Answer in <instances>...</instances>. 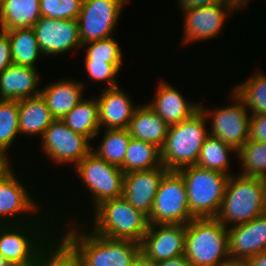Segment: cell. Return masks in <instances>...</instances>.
<instances>
[{"label": "cell", "mask_w": 266, "mask_h": 266, "mask_svg": "<svg viewBox=\"0 0 266 266\" xmlns=\"http://www.w3.org/2000/svg\"><path fill=\"white\" fill-rule=\"evenodd\" d=\"M266 213V179L229 176L216 218L223 226L247 223Z\"/></svg>", "instance_id": "6da1fadb"}, {"label": "cell", "mask_w": 266, "mask_h": 266, "mask_svg": "<svg viewBox=\"0 0 266 266\" xmlns=\"http://www.w3.org/2000/svg\"><path fill=\"white\" fill-rule=\"evenodd\" d=\"M75 227L68 228L62 237L81 256L84 266H131L141 254L140 243L80 232Z\"/></svg>", "instance_id": "7a4b0ae2"}, {"label": "cell", "mask_w": 266, "mask_h": 266, "mask_svg": "<svg viewBox=\"0 0 266 266\" xmlns=\"http://www.w3.org/2000/svg\"><path fill=\"white\" fill-rule=\"evenodd\" d=\"M184 256L193 266H233L227 228L216 217L192 219L186 225Z\"/></svg>", "instance_id": "3957f363"}, {"label": "cell", "mask_w": 266, "mask_h": 266, "mask_svg": "<svg viewBox=\"0 0 266 266\" xmlns=\"http://www.w3.org/2000/svg\"><path fill=\"white\" fill-rule=\"evenodd\" d=\"M206 119L199 110L189 119L169 125L166 141L161 149L162 165L168 171L196 165L201 147L209 136Z\"/></svg>", "instance_id": "277c9868"}, {"label": "cell", "mask_w": 266, "mask_h": 266, "mask_svg": "<svg viewBox=\"0 0 266 266\" xmlns=\"http://www.w3.org/2000/svg\"><path fill=\"white\" fill-rule=\"evenodd\" d=\"M92 231L106 238L141 243L148 230V217L123 197L108 199L94 208Z\"/></svg>", "instance_id": "5b68a950"}, {"label": "cell", "mask_w": 266, "mask_h": 266, "mask_svg": "<svg viewBox=\"0 0 266 266\" xmlns=\"http://www.w3.org/2000/svg\"><path fill=\"white\" fill-rule=\"evenodd\" d=\"M185 182L189 209L194 218L216 217L229 175L191 165L177 171Z\"/></svg>", "instance_id": "8992f818"}, {"label": "cell", "mask_w": 266, "mask_h": 266, "mask_svg": "<svg viewBox=\"0 0 266 266\" xmlns=\"http://www.w3.org/2000/svg\"><path fill=\"white\" fill-rule=\"evenodd\" d=\"M30 223L32 222H29V224L27 222L23 224L0 225V254L12 266L37 264L42 248L50 240L47 239L49 238L46 235L47 233L44 232L45 235L42 234L43 232L39 230L42 226L37 227L38 225L35 220L32 223L33 225Z\"/></svg>", "instance_id": "52a82bcc"}, {"label": "cell", "mask_w": 266, "mask_h": 266, "mask_svg": "<svg viewBox=\"0 0 266 266\" xmlns=\"http://www.w3.org/2000/svg\"><path fill=\"white\" fill-rule=\"evenodd\" d=\"M192 219L183 177L177 171H168L154 198L149 224L187 225Z\"/></svg>", "instance_id": "ba28073f"}, {"label": "cell", "mask_w": 266, "mask_h": 266, "mask_svg": "<svg viewBox=\"0 0 266 266\" xmlns=\"http://www.w3.org/2000/svg\"><path fill=\"white\" fill-rule=\"evenodd\" d=\"M75 168V173L91 193L93 208L105 200L123 196L125 173L120 167L108 163L91 151Z\"/></svg>", "instance_id": "9c48e42d"}, {"label": "cell", "mask_w": 266, "mask_h": 266, "mask_svg": "<svg viewBox=\"0 0 266 266\" xmlns=\"http://www.w3.org/2000/svg\"><path fill=\"white\" fill-rule=\"evenodd\" d=\"M128 1L83 0L77 19L82 47L86 43L111 37L121 11Z\"/></svg>", "instance_id": "30bf717a"}, {"label": "cell", "mask_w": 266, "mask_h": 266, "mask_svg": "<svg viewBox=\"0 0 266 266\" xmlns=\"http://www.w3.org/2000/svg\"><path fill=\"white\" fill-rule=\"evenodd\" d=\"M234 104L226 107L208 110L200 105V110L206 118L212 119V126L209 135L218 138L222 143L227 144L237 151L249 140V121L248 109L244 103L232 92ZM207 109V110H206ZM210 116V117H209Z\"/></svg>", "instance_id": "8fae6325"}, {"label": "cell", "mask_w": 266, "mask_h": 266, "mask_svg": "<svg viewBox=\"0 0 266 266\" xmlns=\"http://www.w3.org/2000/svg\"><path fill=\"white\" fill-rule=\"evenodd\" d=\"M45 156L56 164H78L93 149L90 140L70 129L62 120L55 119L41 137Z\"/></svg>", "instance_id": "7c38bea8"}, {"label": "cell", "mask_w": 266, "mask_h": 266, "mask_svg": "<svg viewBox=\"0 0 266 266\" xmlns=\"http://www.w3.org/2000/svg\"><path fill=\"white\" fill-rule=\"evenodd\" d=\"M14 173L11 165L0 175V225L32 222L33 220L28 217L24 218L25 214L32 215L35 212L36 215L39 214V206L30 196L32 194L26 190Z\"/></svg>", "instance_id": "4fadbf2b"}, {"label": "cell", "mask_w": 266, "mask_h": 266, "mask_svg": "<svg viewBox=\"0 0 266 266\" xmlns=\"http://www.w3.org/2000/svg\"><path fill=\"white\" fill-rule=\"evenodd\" d=\"M240 10L236 4H215L186 9L183 40L185 44L210 40L223 30L225 18L233 11Z\"/></svg>", "instance_id": "5bb4252c"}, {"label": "cell", "mask_w": 266, "mask_h": 266, "mask_svg": "<svg viewBox=\"0 0 266 266\" xmlns=\"http://www.w3.org/2000/svg\"><path fill=\"white\" fill-rule=\"evenodd\" d=\"M186 225L149 224L141 245V254L148 260L159 263L184 255Z\"/></svg>", "instance_id": "9a60e30c"}, {"label": "cell", "mask_w": 266, "mask_h": 266, "mask_svg": "<svg viewBox=\"0 0 266 266\" xmlns=\"http://www.w3.org/2000/svg\"><path fill=\"white\" fill-rule=\"evenodd\" d=\"M32 28L43 56L60 55L72 48L82 47L78 20L41 16Z\"/></svg>", "instance_id": "2e32d148"}, {"label": "cell", "mask_w": 266, "mask_h": 266, "mask_svg": "<svg viewBox=\"0 0 266 266\" xmlns=\"http://www.w3.org/2000/svg\"><path fill=\"white\" fill-rule=\"evenodd\" d=\"M227 231L233 265H242L249 257L266 251V213L247 223L231 226Z\"/></svg>", "instance_id": "e0dca14e"}, {"label": "cell", "mask_w": 266, "mask_h": 266, "mask_svg": "<svg viewBox=\"0 0 266 266\" xmlns=\"http://www.w3.org/2000/svg\"><path fill=\"white\" fill-rule=\"evenodd\" d=\"M167 172L162 165L156 169L125 173L123 197L133 208L149 217L160 182Z\"/></svg>", "instance_id": "ac0fdd59"}, {"label": "cell", "mask_w": 266, "mask_h": 266, "mask_svg": "<svg viewBox=\"0 0 266 266\" xmlns=\"http://www.w3.org/2000/svg\"><path fill=\"white\" fill-rule=\"evenodd\" d=\"M121 87L103 88L97 97L100 129H127L138 106ZM104 125V126H103Z\"/></svg>", "instance_id": "d6986e66"}, {"label": "cell", "mask_w": 266, "mask_h": 266, "mask_svg": "<svg viewBox=\"0 0 266 266\" xmlns=\"http://www.w3.org/2000/svg\"><path fill=\"white\" fill-rule=\"evenodd\" d=\"M154 100L147 102L168 125L176 124L192 117L200 110V104H192L176 88L166 82H159Z\"/></svg>", "instance_id": "ffe728a7"}, {"label": "cell", "mask_w": 266, "mask_h": 266, "mask_svg": "<svg viewBox=\"0 0 266 266\" xmlns=\"http://www.w3.org/2000/svg\"><path fill=\"white\" fill-rule=\"evenodd\" d=\"M39 81L36 68L11 64L0 74V99L19 101L41 95Z\"/></svg>", "instance_id": "44dd1931"}, {"label": "cell", "mask_w": 266, "mask_h": 266, "mask_svg": "<svg viewBox=\"0 0 266 266\" xmlns=\"http://www.w3.org/2000/svg\"><path fill=\"white\" fill-rule=\"evenodd\" d=\"M82 82L62 79L41 89V96L45 99L48 109L54 119L62 118L83 100Z\"/></svg>", "instance_id": "7402d4cb"}, {"label": "cell", "mask_w": 266, "mask_h": 266, "mask_svg": "<svg viewBox=\"0 0 266 266\" xmlns=\"http://www.w3.org/2000/svg\"><path fill=\"white\" fill-rule=\"evenodd\" d=\"M169 125L147 104L138 106L127 128L134 139L163 148Z\"/></svg>", "instance_id": "603a6c76"}, {"label": "cell", "mask_w": 266, "mask_h": 266, "mask_svg": "<svg viewBox=\"0 0 266 266\" xmlns=\"http://www.w3.org/2000/svg\"><path fill=\"white\" fill-rule=\"evenodd\" d=\"M19 134L40 136L55 120L48 109L45 99L35 96L18 101Z\"/></svg>", "instance_id": "cb8c5ba5"}, {"label": "cell", "mask_w": 266, "mask_h": 266, "mask_svg": "<svg viewBox=\"0 0 266 266\" xmlns=\"http://www.w3.org/2000/svg\"><path fill=\"white\" fill-rule=\"evenodd\" d=\"M40 17V0H0L1 31L31 28Z\"/></svg>", "instance_id": "d4e9b609"}, {"label": "cell", "mask_w": 266, "mask_h": 266, "mask_svg": "<svg viewBox=\"0 0 266 266\" xmlns=\"http://www.w3.org/2000/svg\"><path fill=\"white\" fill-rule=\"evenodd\" d=\"M62 121L74 132L92 140L101 131L97 98H83V100L62 118Z\"/></svg>", "instance_id": "484cf974"}, {"label": "cell", "mask_w": 266, "mask_h": 266, "mask_svg": "<svg viewBox=\"0 0 266 266\" xmlns=\"http://www.w3.org/2000/svg\"><path fill=\"white\" fill-rule=\"evenodd\" d=\"M4 32L9 37L13 64L36 68L35 62L43 54L39 48L34 29L31 27Z\"/></svg>", "instance_id": "4316f807"}, {"label": "cell", "mask_w": 266, "mask_h": 266, "mask_svg": "<svg viewBox=\"0 0 266 266\" xmlns=\"http://www.w3.org/2000/svg\"><path fill=\"white\" fill-rule=\"evenodd\" d=\"M162 166L161 149L156 145L131 137L120 167L124 173L156 169Z\"/></svg>", "instance_id": "83f0119b"}, {"label": "cell", "mask_w": 266, "mask_h": 266, "mask_svg": "<svg viewBox=\"0 0 266 266\" xmlns=\"http://www.w3.org/2000/svg\"><path fill=\"white\" fill-rule=\"evenodd\" d=\"M230 152H235L237 156V150L235 148L209 135L201 147L196 165L231 176L232 174L228 170L230 166L228 154Z\"/></svg>", "instance_id": "f1b7e54d"}, {"label": "cell", "mask_w": 266, "mask_h": 266, "mask_svg": "<svg viewBox=\"0 0 266 266\" xmlns=\"http://www.w3.org/2000/svg\"><path fill=\"white\" fill-rule=\"evenodd\" d=\"M251 111L250 115L266 113V74L256 71L248 80L232 91Z\"/></svg>", "instance_id": "f546056e"}, {"label": "cell", "mask_w": 266, "mask_h": 266, "mask_svg": "<svg viewBox=\"0 0 266 266\" xmlns=\"http://www.w3.org/2000/svg\"><path fill=\"white\" fill-rule=\"evenodd\" d=\"M131 136L127 129H105L97 149H92L99 158L121 167Z\"/></svg>", "instance_id": "4dcf8cb0"}, {"label": "cell", "mask_w": 266, "mask_h": 266, "mask_svg": "<svg viewBox=\"0 0 266 266\" xmlns=\"http://www.w3.org/2000/svg\"><path fill=\"white\" fill-rule=\"evenodd\" d=\"M52 242L54 243L55 240L49 241L42 248L37 266H84L81 256L62 235L54 244Z\"/></svg>", "instance_id": "1f68e13d"}, {"label": "cell", "mask_w": 266, "mask_h": 266, "mask_svg": "<svg viewBox=\"0 0 266 266\" xmlns=\"http://www.w3.org/2000/svg\"><path fill=\"white\" fill-rule=\"evenodd\" d=\"M242 164L240 175L266 179V143L248 140L237 151Z\"/></svg>", "instance_id": "d6a6232c"}, {"label": "cell", "mask_w": 266, "mask_h": 266, "mask_svg": "<svg viewBox=\"0 0 266 266\" xmlns=\"http://www.w3.org/2000/svg\"><path fill=\"white\" fill-rule=\"evenodd\" d=\"M17 135H19L18 101L0 99V153L7 159V150Z\"/></svg>", "instance_id": "836d02e7"}, {"label": "cell", "mask_w": 266, "mask_h": 266, "mask_svg": "<svg viewBox=\"0 0 266 266\" xmlns=\"http://www.w3.org/2000/svg\"><path fill=\"white\" fill-rule=\"evenodd\" d=\"M85 61H104L105 63H122L121 48L114 37H108L86 43Z\"/></svg>", "instance_id": "e575fe53"}, {"label": "cell", "mask_w": 266, "mask_h": 266, "mask_svg": "<svg viewBox=\"0 0 266 266\" xmlns=\"http://www.w3.org/2000/svg\"><path fill=\"white\" fill-rule=\"evenodd\" d=\"M83 0H40L41 16L77 20Z\"/></svg>", "instance_id": "d590c367"}, {"label": "cell", "mask_w": 266, "mask_h": 266, "mask_svg": "<svg viewBox=\"0 0 266 266\" xmlns=\"http://www.w3.org/2000/svg\"><path fill=\"white\" fill-rule=\"evenodd\" d=\"M87 75L93 81H107V88L118 86L114 79L121 69L122 63H105L104 61H85Z\"/></svg>", "instance_id": "8d00e7d4"}, {"label": "cell", "mask_w": 266, "mask_h": 266, "mask_svg": "<svg viewBox=\"0 0 266 266\" xmlns=\"http://www.w3.org/2000/svg\"><path fill=\"white\" fill-rule=\"evenodd\" d=\"M249 140L266 143V113L251 115Z\"/></svg>", "instance_id": "74e56055"}, {"label": "cell", "mask_w": 266, "mask_h": 266, "mask_svg": "<svg viewBox=\"0 0 266 266\" xmlns=\"http://www.w3.org/2000/svg\"><path fill=\"white\" fill-rule=\"evenodd\" d=\"M11 64V48L8 35L0 30V74Z\"/></svg>", "instance_id": "f35d334b"}, {"label": "cell", "mask_w": 266, "mask_h": 266, "mask_svg": "<svg viewBox=\"0 0 266 266\" xmlns=\"http://www.w3.org/2000/svg\"><path fill=\"white\" fill-rule=\"evenodd\" d=\"M215 4H235L230 0H178L182 11L193 7L211 6Z\"/></svg>", "instance_id": "ab89813d"}, {"label": "cell", "mask_w": 266, "mask_h": 266, "mask_svg": "<svg viewBox=\"0 0 266 266\" xmlns=\"http://www.w3.org/2000/svg\"><path fill=\"white\" fill-rule=\"evenodd\" d=\"M242 266H266V251L249 257Z\"/></svg>", "instance_id": "60d3db41"}, {"label": "cell", "mask_w": 266, "mask_h": 266, "mask_svg": "<svg viewBox=\"0 0 266 266\" xmlns=\"http://www.w3.org/2000/svg\"><path fill=\"white\" fill-rule=\"evenodd\" d=\"M158 264L159 266H193L184 255L160 261Z\"/></svg>", "instance_id": "b9f144b4"}, {"label": "cell", "mask_w": 266, "mask_h": 266, "mask_svg": "<svg viewBox=\"0 0 266 266\" xmlns=\"http://www.w3.org/2000/svg\"><path fill=\"white\" fill-rule=\"evenodd\" d=\"M131 266H159V264L146 259L142 254H140Z\"/></svg>", "instance_id": "7bdbcfd3"}, {"label": "cell", "mask_w": 266, "mask_h": 266, "mask_svg": "<svg viewBox=\"0 0 266 266\" xmlns=\"http://www.w3.org/2000/svg\"><path fill=\"white\" fill-rule=\"evenodd\" d=\"M10 159H7L6 157H4L1 153H0V175L8 168L10 167L12 164Z\"/></svg>", "instance_id": "ee69618b"}, {"label": "cell", "mask_w": 266, "mask_h": 266, "mask_svg": "<svg viewBox=\"0 0 266 266\" xmlns=\"http://www.w3.org/2000/svg\"><path fill=\"white\" fill-rule=\"evenodd\" d=\"M0 266H12V265L0 254Z\"/></svg>", "instance_id": "f6af8a7d"}]
</instances>
